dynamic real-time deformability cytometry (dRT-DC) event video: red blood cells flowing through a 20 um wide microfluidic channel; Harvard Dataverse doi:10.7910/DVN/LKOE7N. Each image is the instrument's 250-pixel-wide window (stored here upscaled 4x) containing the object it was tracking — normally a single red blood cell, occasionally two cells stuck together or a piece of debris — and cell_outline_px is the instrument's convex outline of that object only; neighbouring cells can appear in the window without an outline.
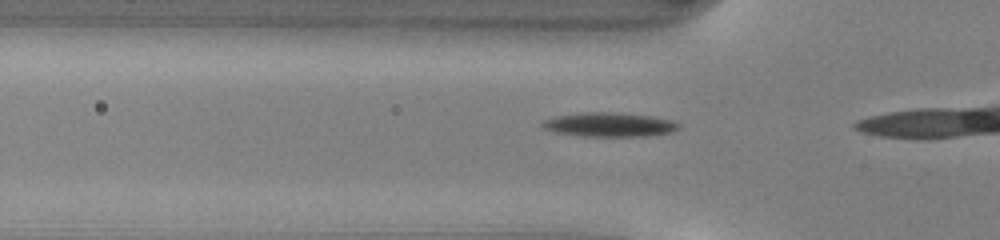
{"species": "common noctule bat (a hibernating species)", "species_latin": "Nyctalus noctula", "temperature_condition": "warm", "stored_images_in_passage": 9, "camera_frame_rate_fps": 3000, "um_per_image_px": 0.085, "animal": {"sex": "male", "body_mass_g": 13.0, "forearm_length_mm": 53.1}, "frame": {"image": 1, "passage_image": 4, "time_ms": 1.0, "image_size_px": [1000, 240], "cell_outline_px": [[680, 128], [672, 132], [644, 136], [584, 136], [556, 132], [544, 128], [540, 124], [544, 120], [556, 116], [580, 112], [616, 112], [652, 116], [668, 120], [680, 124]], "centroid_in_image_um": [51.79, 10.58], "position_along_channel_um": 74.0, "area_um2": 19.07}}
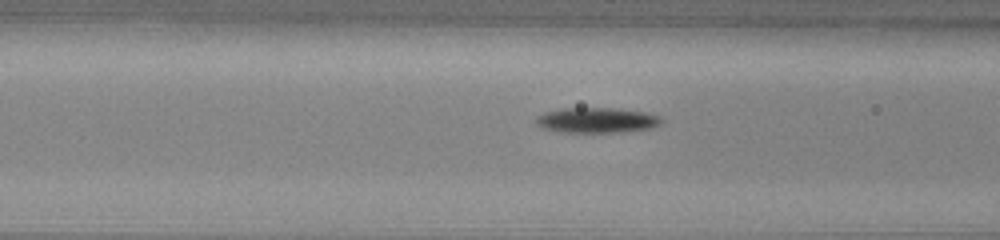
{"frame": {"image": 2, "passage_image": 7, "time_ms": 2.0, "image_size_px": [1000, 240], "cell_outline_px": [[664, 120], [660, 124], [648, 128], [616, 132], [560, 132], [540, 128], [536, 124], [536, 116], [544, 112], [560, 108], [616, 108], [644, 112], [660, 116]], "centroid_in_image_um": [50.66, 10.21], "position_along_channel_um": 115.9, "area_um2": 18.5}}